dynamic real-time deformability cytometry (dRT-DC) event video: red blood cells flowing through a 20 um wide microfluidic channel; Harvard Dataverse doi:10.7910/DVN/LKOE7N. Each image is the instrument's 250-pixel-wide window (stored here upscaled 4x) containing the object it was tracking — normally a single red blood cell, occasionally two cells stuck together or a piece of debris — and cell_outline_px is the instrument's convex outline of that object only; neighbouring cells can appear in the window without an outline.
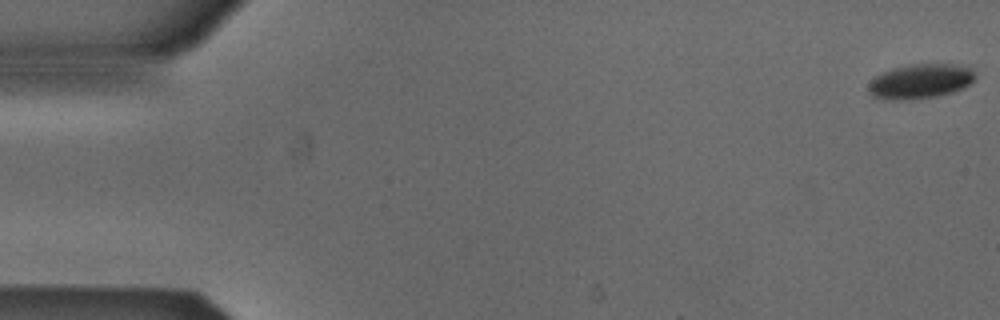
{"species": "Egyptian fruit bat (a non-hibernating species)", "species_latin": "Rousettus aegyptiacus", "temperature_condition": "cold", "stored_images_in_passage": 54, "camera_frame_rate_fps": 3000, "um_per_image_px": 0.085, "animal": {"sex": "male"}, "frame": {"image": 1, "passage_image": 1, "time_ms": 0.0, "image_size_px": [1000, 320], "cell_outline_px": [[976, 76], [964, 88], [952, 92], [936, 96], [900, 100], [892, 100], [872, 96], [868, 92], [868, 84], [876, 76], [892, 68], [912, 64], [948, 64], [968, 68]], "centroid_in_image_um": [78.18, 6.92], "position_along_channel_um": 6.8, "area_um2": 21.1}}
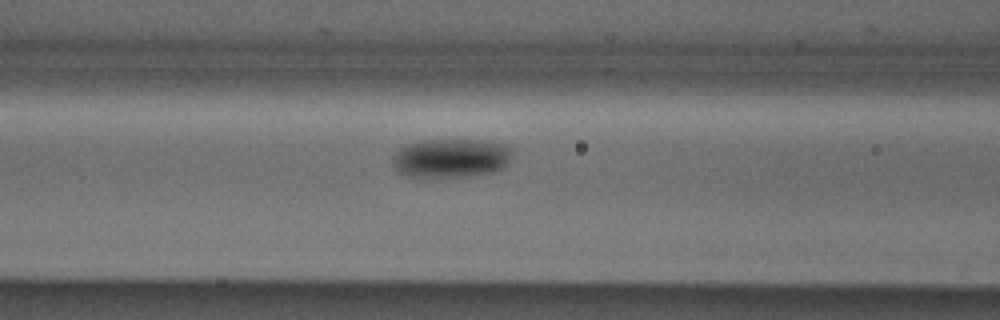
{"frame": {"image": 2, "passage_image": 22, "time_ms": 7.0, "image_size_px": [1000, 320], "cell_outline_px": [[512, 152], [508, 164], [504, 168], [492, 172], [472, 176], [408, 176], [400, 172], [396, 168], [392, 160], [396, 152], [400, 148], [408, 144], [420, 140], [484, 140], [508, 144], [512, 148]], "centroid_in_image_um": [38.4, 13.42], "position_along_channel_um": 128.2, "area_um2": 27.17}}
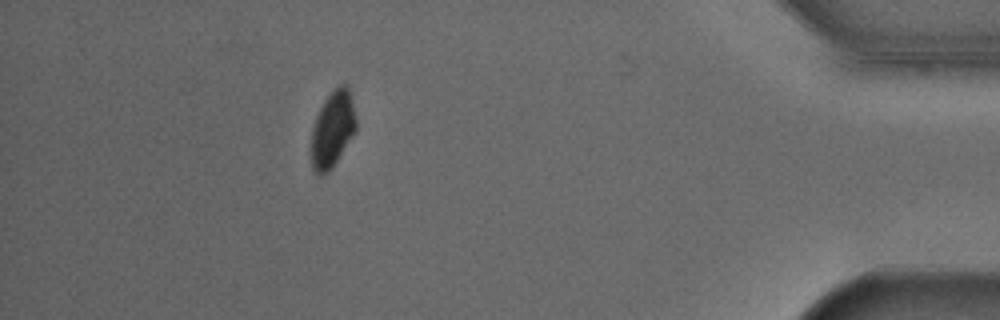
{"frame": {"image": 3, "passage_image": 48, "time_ms": 15.667, "image_size_px": [1000, 320], "cell_outline_px": [[356, 128], [336, 160], [328, 172], [324, 176], [316, 176], [312, 168], [312, 128], [316, 116], [324, 100], [340, 84], [348, 84], [352, 100], [356, 120]], "centroid_in_image_um": [28.25, 10.98], "position_along_channel_um": 407.0, "area_um2": 19.48}, "authors_computed_cell_mechanics": {"area_um2": 23.409, "velocity_mm_per_s": 3.8442, "shape_relaxation_time_tau1_ms": 1.8018, "shape_relaxation_time_tau2_ms": null, "deformation_change_tau1": 0.0738, "deformation_change_tau2": null}}